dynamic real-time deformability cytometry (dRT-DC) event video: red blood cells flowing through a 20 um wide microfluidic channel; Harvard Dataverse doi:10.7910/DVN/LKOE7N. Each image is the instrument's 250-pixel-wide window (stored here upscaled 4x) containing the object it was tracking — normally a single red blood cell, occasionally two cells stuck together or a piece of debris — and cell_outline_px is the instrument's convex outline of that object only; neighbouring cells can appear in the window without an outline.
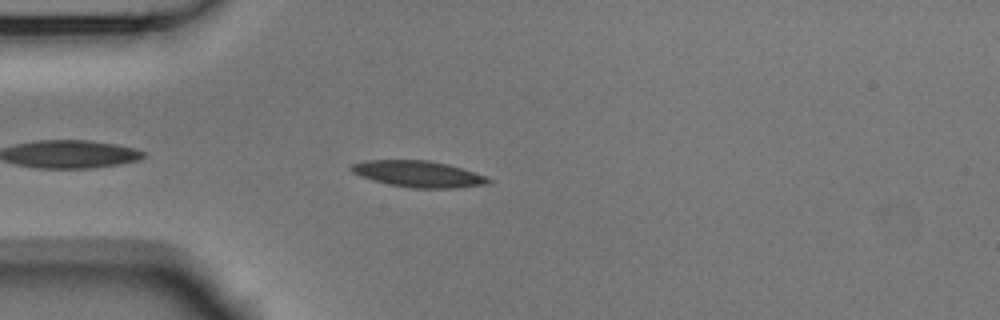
{"species": "Egyptian fruit bat (a non-hibernating species)", "species_latin": "Rousettus aegyptiacus", "temperature_condition": "room temperature", "stored_images_in_passage": 44, "camera_frame_rate_fps": 3000, "um_per_image_px": 0.085, "animal": {"sex": "male"}, "frame": {"image": 1, "passage_image": 4, "time_ms": 1.0, "image_size_px": [1000, 320], "cell_outline_px": [[492, 184], [456, 188], [412, 188], [388, 184], [372, 180], [360, 176], [352, 172], [348, 168], [352, 164], [368, 160], [428, 160], [448, 164], [484, 176], [492, 180]], "centroid_in_image_um": [35.54, 14.79], "position_along_channel_um": 49.5, "area_um2": 21.04}}
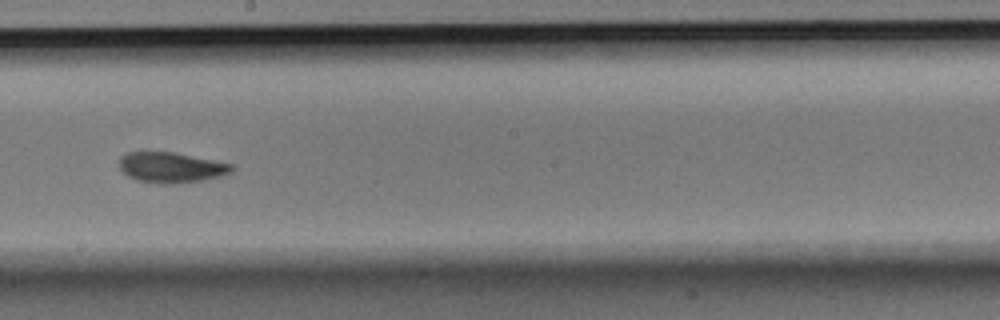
{"frame": {"image": 2, "passage_image": 20, "time_ms": 6.333, "image_size_px": [1000, 320], "cell_outline_px": [[236, 168], [232, 172], [220, 176], [200, 180], [172, 184], [164, 184], [136, 180], [128, 176], [120, 168], [120, 156], [128, 152], [176, 152], [232, 164]], "centroid_in_image_um": [14.56, 14.22], "position_along_channel_um": 233.6, "area_um2": 19.88}}
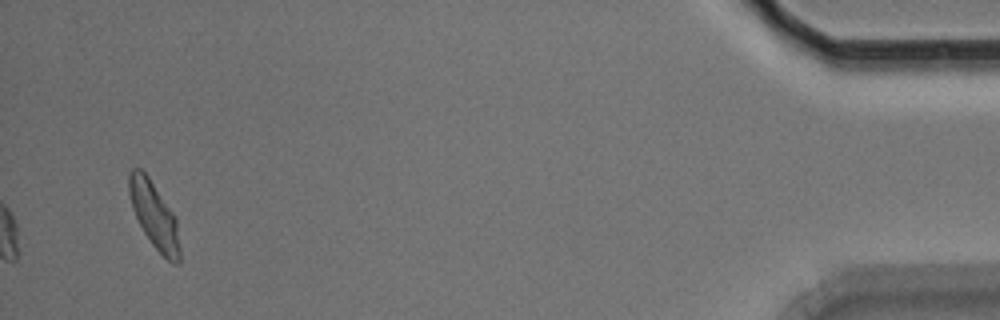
{"frame": {"image": 3, "passage_image": 42, "time_ms": 13.667, "image_size_px": [1000, 320], "cell_outline_px": [[180, 264], [172, 264], [152, 244], [144, 232], [132, 208], [128, 192], [128, 176], [132, 168], [140, 168], [148, 176], [176, 216], [180, 248]], "centroid_in_image_um": [13.12, 18.29], "position_along_channel_um": 422.1, "area_um2": 19.59}, "authors_computed_cell_mechanics": {"area_um2": 19.7676, "velocity_mm_per_s": 3.665, "shape_relaxation_time_tau1_ms": 3.224, "shape_relaxation_time_tau2_ms": 2.2565, "deformation_change_tau1": 0.1523, "deformation_change_tau2": 0.076}}